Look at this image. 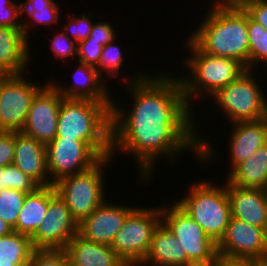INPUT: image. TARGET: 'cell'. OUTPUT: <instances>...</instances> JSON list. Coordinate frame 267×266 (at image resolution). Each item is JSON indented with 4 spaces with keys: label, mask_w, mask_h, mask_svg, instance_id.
Returning a JSON list of instances; mask_svg holds the SVG:
<instances>
[{
    "label": "cell",
    "mask_w": 267,
    "mask_h": 266,
    "mask_svg": "<svg viewBox=\"0 0 267 266\" xmlns=\"http://www.w3.org/2000/svg\"><path fill=\"white\" fill-rule=\"evenodd\" d=\"M134 76L125 88H129L133 99L130 112L119 108L114 100L112 103L111 157L121 149L131 153L139 164L140 177L146 181L149 176L153 178V165L161 155H167L171 162L188 148L199 161L212 160L216 153L209 144L211 141L197 134L195 115L192 116L186 102L180 77H170L165 72L156 76L142 72Z\"/></svg>",
    "instance_id": "obj_1"
},
{
    "label": "cell",
    "mask_w": 267,
    "mask_h": 266,
    "mask_svg": "<svg viewBox=\"0 0 267 266\" xmlns=\"http://www.w3.org/2000/svg\"><path fill=\"white\" fill-rule=\"evenodd\" d=\"M188 37L202 52L235 59L249 69L247 13L242 7H214Z\"/></svg>",
    "instance_id": "obj_2"
},
{
    "label": "cell",
    "mask_w": 267,
    "mask_h": 266,
    "mask_svg": "<svg viewBox=\"0 0 267 266\" xmlns=\"http://www.w3.org/2000/svg\"><path fill=\"white\" fill-rule=\"evenodd\" d=\"M113 102L63 98L56 137L88 143L102 158L111 156Z\"/></svg>",
    "instance_id": "obj_3"
},
{
    "label": "cell",
    "mask_w": 267,
    "mask_h": 266,
    "mask_svg": "<svg viewBox=\"0 0 267 266\" xmlns=\"http://www.w3.org/2000/svg\"><path fill=\"white\" fill-rule=\"evenodd\" d=\"M186 45L191 52V56L184 61L189 74L180 76V81L186 102L191 109H193L192 97L197 98L204 94L211 97L247 70L235 59L216 57L202 52L188 37Z\"/></svg>",
    "instance_id": "obj_4"
},
{
    "label": "cell",
    "mask_w": 267,
    "mask_h": 266,
    "mask_svg": "<svg viewBox=\"0 0 267 266\" xmlns=\"http://www.w3.org/2000/svg\"><path fill=\"white\" fill-rule=\"evenodd\" d=\"M189 193L176 203L216 244L222 239L231 219L226 182L221 187L212 182L192 183Z\"/></svg>",
    "instance_id": "obj_5"
},
{
    "label": "cell",
    "mask_w": 267,
    "mask_h": 266,
    "mask_svg": "<svg viewBox=\"0 0 267 266\" xmlns=\"http://www.w3.org/2000/svg\"><path fill=\"white\" fill-rule=\"evenodd\" d=\"M114 158L107 156L86 171L65 176L54 183L56 192L69 207L72 217L79 224L105 199L103 167Z\"/></svg>",
    "instance_id": "obj_6"
},
{
    "label": "cell",
    "mask_w": 267,
    "mask_h": 266,
    "mask_svg": "<svg viewBox=\"0 0 267 266\" xmlns=\"http://www.w3.org/2000/svg\"><path fill=\"white\" fill-rule=\"evenodd\" d=\"M253 73V69H247L211 97L231 123L267 117V97Z\"/></svg>",
    "instance_id": "obj_7"
},
{
    "label": "cell",
    "mask_w": 267,
    "mask_h": 266,
    "mask_svg": "<svg viewBox=\"0 0 267 266\" xmlns=\"http://www.w3.org/2000/svg\"><path fill=\"white\" fill-rule=\"evenodd\" d=\"M161 222V207H136L115 235L111 247L126 265L143 266L154 231Z\"/></svg>",
    "instance_id": "obj_8"
},
{
    "label": "cell",
    "mask_w": 267,
    "mask_h": 266,
    "mask_svg": "<svg viewBox=\"0 0 267 266\" xmlns=\"http://www.w3.org/2000/svg\"><path fill=\"white\" fill-rule=\"evenodd\" d=\"M161 206L162 222L175 235L188 256V266H215L217 244L176 202Z\"/></svg>",
    "instance_id": "obj_9"
},
{
    "label": "cell",
    "mask_w": 267,
    "mask_h": 266,
    "mask_svg": "<svg viewBox=\"0 0 267 266\" xmlns=\"http://www.w3.org/2000/svg\"><path fill=\"white\" fill-rule=\"evenodd\" d=\"M19 75H0V129L6 132L22 130L30 105L44 87ZM39 85V86H38Z\"/></svg>",
    "instance_id": "obj_10"
},
{
    "label": "cell",
    "mask_w": 267,
    "mask_h": 266,
    "mask_svg": "<svg viewBox=\"0 0 267 266\" xmlns=\"http://www.w3.org/2000/svg\"><path fill=\"white\" fill-rule=\"evenodd\" d=\"M78 234V223L69 207L58 195L54 185L49 186V207L43 222L30 237L35 250H64Z\"/></svg>",
    "instance_id": "obj_11"
},
{
    "label": "cell",
    "mask_w": 267,
    "mask_h": 266,
    "mask_svg": "<svg viewBox=\"0 0 267 266\" xmlns=\"http://www.w3.org/2000/svg\"><path fill=\"white\" fill-rule=\"evenodd\" d=\"M47 169L51 183L88 170L102 157L84 141L55 137L46 145Z\"/></svg>",
    "instance_id": "obj_12"
},
{
    "label": "cell",
    "mask_w": 267,
    "mask_h": 266,
    "mask_svg": "<svg viewBox=\"0 0 267 266\" xmlns=\"http://www.w3.org/2000/svg\"><path fill=\"white\" fill-rule=\"evenodd\" d=\"M36 94L22 132L48 145L57 135L58 114L64 98L50 81Z\"/></svg>",
    "instance_id": "obj_13"
},
{
    "label": "cell",
    "mask_w": 267,
    "mask_h": 266,
    "mask_svg": "<svg viewBox=\"0 0 267 266\" xmlns=\"http://www.w3.org/2000/svg\"><path fill=\"white\" fill-rule=\"evenodd\" d=\"M217 251L223 257L265 259L267 230L231 217Z\"/></svg>",
    "instance_id": "obj_14"
},
{
    "label": "cell",
    "mask_w": 267,
    "mask_h": 266,
    "mask_svg": "<svg viewBox=\"0 0 267 266\" xmlns=\"http://www.w3.org/2000/svg\"><path fill=\"white\" fill-rule=\"evenodd\" d=\"M135 208L105 200L78 224V234L91 242L111 246L115 235Z\"/></svg>",
    "instance_id": "obj_15"
},
{
    "label": "cell",
    "mask_w": 267,
    "mask_h": 266,
    "mask_svg": "<svg viewBox=\"0 0 267 266\" xmlns=\"http://www.w3.org/2000/svg\"><path fill=\"white\" fill-rule=\"evenodd\" d=\"M231 216L267 230V190L232 185L226 181Z\"/></svg>",
    "instance_id": "obj_16"
},
{
    "label": "cell",
    "mask_w": 267,
    "mask_h": 266,
    "mask_svg": "<svg viewBox=\"0 0 267 266\" xmlns=\"http://www.w3.org/2000/svg\"><path fill=\"white\" fill-rule=\"evenodd\" d=\"M38 186L53 185L47 169L46 146L22 131L15 132L13 163Z\"/></svg>",
    "instance_id": "obj_17"
},
{
    "label": "cell",
    "mask_w": 267,
    "mask_h": 266,
    "mask_svg": "<svg viewBox=\"0 0 267 266\" xmlns=\"http://www.w3.org/2000/svg\"><path fill=\"white\" fill-rule=\"evenodd\" d=\"M230 168L248 159L257 149L267 143V117L256 121H238L230 123Z\"/></svg>",
    "instance_id": "obj_18"
},
{
    "label": "cell",
    "mask_w": 267,
    "mask_h": 266,
    "mask_svg": "<svg viewBox=\"0 0 267 266\" xmlns=\"http://www.w3.org/2000/svg\"><path fill=\"white\" fill-rule=\"evenodd\" d=\"M30 44L22 28L0 26V75L26 73Z\"/></svg>",
    "instance_id": "obj_19"
},
{
    "label": "cell",
    "mask_w": 267,
    "mask_h": 266,
    "mask_svg": "<svg viewBox=\"0 0 267 266\" xmlns=\"http://www.w3.org/2000/svg\"><path fill=\"white\" fill-rule=\"evenodd\" d=\"M73 75V84L70 86L51 82L58 92L67 99H89L97 102H113L104 79L98 70L90 65L78 63Z\"/></svg>",
    "instance_id": "obj_20"
},
{
    "label": "cell",
    "mask_w": 267,
    "mask_h": 266,
    "mask_svg": "<svg viewBox=\"0 0 267 266\" xmlns=\"http://www.w3.org/2000/svg\"><path fill=\"white\" fill-rule=\"evenodd\" d=\"M70 266H125L109 245L91 242L76 234L63 250Z\"/></svg>",
    "instance_id": "obj_21"
},
{
    "label": "cell",
    "mask_w": 267,
    "mask_h": 266,
    "mask_svg": "<svg viewBox=\"0 0 267 266\" xmlns=\"http://www.w3.org/2000/svg\"><path fill=\"white\" fill-rule=\"evenodd\" d=\"M145 266H188V256L175 235L161 222L155 229Z\"/></svg>",
    "instance_id": "obj_22"
},
{
    "label": "cell",
    "mask_w": 267,
    "mask_h": 266,
    "mask_svg": "<svg viewBox=\"0 0 267 266\" xmlns=\"http://www.w3.org/2000/svg\"><path fill=\"white\" fill-rule=\"evenodd\" d=\"M227 180L234 186L267 190V143L229 172Z\"/></svg>",
    "instance_id": "obj_23"
},
{
    "label": "cell",
    "mask_w": 267,
    "mask_h": 266,
    "mask_svg": "<svg viewBox=\"0 0 267 266\" xmlns=\"http://www.w3.org/2000/svg\"><path fill=\"white\" fill-rule=\"evenodd\" d=\"M48 207L49 186H38L33 192L27 193L13 231L31 237L43 222Z\"/></svg>",
    "instance_id": "obj_24"
},
{
    "label": "cell",
    "mask_w": 267,
    "mask_h": 266,
    "mask_svg": "<svg viewBox=\"0 0 267 266\" xmlns=\"http://www.w3.org/2000/svg\"><path fill=\"white\" fill-rule=\"evenodd\" d=\"M35 251L30 236L12 231L0 237V266H28Z\"/></svg>",
    "instance_id": "obj_25"
},
{
    "label": "cell",
    "mask_w": 267,
    "mask_h": 266,
    "mask_svg": "<svg viewBox=\"0 0 267 266\" xmlns=\"http://www.w3.org/2000/svg\"><path fill=\"white\" fill-rule=\"evenodd\" d=\"M19 16L27 13L35 23L49 26L59 22L60 12L58 3L54 0H27L20 2Z\"/></svg>",
    "instance_id": "obj_26"
},
{
    "label": "cell",
    "mask_w": 267,
    "mask_h": 266,
    "mask_svg": "<svg viewBox=\"0 0 267 266\" xmlns=\"http://www.w3.org/2000/svg\"><path fill=\"white\" fill-rule=\"evenodd\" d=\"M247 30L249 38V69L256 64H267V30L247 14Z\"/></svg>",
    "instance_id": "obj_27"
},
{
    "label": "cell",
    "mask_w": 267,
    "mask_h": 266,
    "mask_svg": "<svg viewBox=\"0 0 267 266\" xmlns=\"http://www.w3.org/2000/svg\"><path fill=\"white\" fill-rule=\"evenodd\" d=\"M26 195V192L11 188H4L0 191V218L11 228H14L17 224Z\"/></svg>",
    "instance_id": "obj_28"
},
{
    "label": "cell",
    "mask_w": 267,
    "mask_h": 266,
    "mask_svg": "<svg viewBox=\"0 0 267 266\" xmlns=\"http://www.w3.org/2000/svg\"><path fill=\"white\" fill-rule=\"evenodd\" d=\"M38 185L14 164L0 166V191L11 188L21 192H33Z\"/></svg>",
    "instance_id": "obj_29"
},
{
    "label": "cell",
    "mask_w": 267,
    "mask_h": 266,
    "mask_svg": "<svg viewBox=\"0 0 267 266\" xmlns=\"http://www.w3.org/2000/svg\"><path fill=\"white\" fill-rule=\"evenodd\" d=\"M113 42L114 41L108 42L105 46H103L100 62L96 67L102 78L106 75H108V77L110 76V78L119 77V70L121 71V66H123V53L120 50V46L114 44ZM104 71L106 73H103ZM103 74H105V76Z\"/></svg>",
    "instance_id": "obj_30"
},
{
    "label": "cell",
    "mask_w": 267,
    "mask_h": 266,
    "mask_svg": "<svg viewBox=\"0 0 267 266\" xmlns=\"http://www.w3.org/2000/svg\"><path fill=\"white\" fill-rule=\"evenodd\" d=\"M72 17V18H71ZM70 19V20H69ZM67 24L63 25L62 30L68 35L70 33L72 39L78 44L82 41H85L92 30L93 23L91 17L81 14L78 17L70 16L68 17Z\"/></svg>",
    "instance_id": "obj_31"
},
{
    "label": "cell",
    "mask_w": 267,
    "mask_h": 266,
    "mask_svg": "<svg viewBox=\"0 0 267 266\" xmlns=\"http://www.w3.org/2000/svg\"><path fill=\"white\" fill-rule=\"evenodd\" d=\"M28 266H70L63 250H36Z\"/></svg>",
    "instance_id": "obj_32"
},
{
    "label": "cell",
    "mask_w": 267,
    "mask_h": 266,
    "mask_svg": "<svg viewBox=\"0 0 267 266\" xmlns=\"http://www.w3.org/2000/svg\"><path fill=\"white\" fill-rule=\"evenodd\" d=\"M19 6L13 2L9 7H0V26L9 28H22L24 36L29 39V31L31 29L30 21L19 20ZM30 28V29H29Z\"/></svg>",
    "instance_id": "obj_33"
},
{
    "label": "cell",
    "mask_w": 267,
    "mask_h": 266,
    "mask_svg": "<svg viewBox=\"0 0 267 266\" xmlns=\"http://www.w3.org/2000/svg\"><path fill=\"white\" fill-rule=\"evenodd\" d=\"M103 46L96 41H82L77 44L78 61L93 67H97L102 53Z\"/></svg>",
    "instance_id": "obj_34"
},
{
    "label": "cell",
    "mask_w": 267,
    "mask_h": 266,
    "mask_svg": "<svg viewBox=\"0 0 267 266\" xmlns=\"http://www.w3.org/2000/svg\"><path fill=\"white\" fill-rule=\"evenodd\" d=\"M51 50L55 54V57L61 59L69 58V56H77V43L69 37L64 31L56 34L50 42Z\"/></svg>",
    "instance_id": "obj_35"
},
{
    "label": "cell",
    "mask_w": 267,
    "mask_h": 266,
    "mask_svg": "<svg viewBox=\"0 0 267 266\" xmlns=\"http://www.w3.org/2000/svg\"><path fill=\"white\" fill-rule=\"evenodd\" d=\"M15 132H0V166L11 165L14 159Z\"/></svg>",
    "instance_id": "obj_36"
},
{
    "label": "cell",
    "mask_w": 267,
    "mask_h": 266,
    "mask_svg": "<svg viewBox=\"0 0 267 266\" xmlns=\"http://www.w3.org/2000/svg\"><path fill=\"white\" fill-rule=\"evenodd\" d=\"M115 37L116 32L108 22H96L85 41H96L105 46L108 42L115 41Z\"/></svg>",
    "instance_id": "obj_37"
},
{
    "label": "cell",
    "mask_w": 267,
    "mask_h": 266,
    "mask_svg": "<svg viewBox=\"0 0 267 266\" xmlns=\"http://www.w3.org/2000/svg\"><path fill=\"white\" fill-rule=\"evenodd\" d=\"M242 8L252 20L267 30V0H250Z\"/></svg>",
    "instance_id": "obj_38"
},
{
    "label": "cell",
    "mask_w": 267,
    "mask_h": 266,
    "mask_svg": "<svg viewBox=\"0 0 267 266\" xmlns=\"http://www.w3.org/2000/svg\"><path fill=\"white\" fill-rule=\"evenodd\" d=\"M215 266H253V258H230L218 256Z\"/></svg>",
    "instance_id": "obj_39"
},
{
    "label": "cell",
    "mask_w": 267,
    "mask_h": 266,
    "mask_svg": "<svg viewBox=\"0 0 267 266\" xmlns=\"http://www.w3.org/2000/svg\"><path fill=\"white\" fill-rule=\"evenodd\" d=\"M250 0H216L212 6L214 7H242Z\"/></svg>",
    "instance_id": "obj_40"
},
{
    "label": "cell",
    "mask_w": 267,
    "mask_h": 266,
    "mask_svg": "<svg viewBox=\"0 0 267 266\" xmlns=\"http://www.w3.org/2000/svg\"><path fill=\"white\" fill-rule=\"evenodd\" d=\"M12 231H13V228H11L4 220L0 218V237L8 235Z\"/></svg>",
    "instance_id": "obj_41"
},
{
    "label": "cell",
    "mask_w": 267,
    "mask_h": 266,
    "mask_svg": "<svg viewBox=\"0 0 267 266\" xmlns=\"http://www.w3.org/2000/svg\"><path fill=\"white\" fill-rule=\"evenodd\" d=\"M253 266H267V258L265 259L253 258Z\"/></svg>",
    "instance_id": "obj_42"
},
{
    "label": "cell",
    "mask_w": 267,
    "mask_h": 266,
    "mask_svg": "<svg viewBox=\"0 0 267 266\" xmlns=\"http://www.w3.org/2000/svg\"><path fill=\"white\" fill-rule=\"evenodd\" d=\"M13 0H0V7H9Z\"/></svg>",
    "instance_id": "obj_43"
},
{
    "label": "cell",
    "mask_w": 267,
    "mask_h": 266,
    "mask_svg": "<svg viewBox=\"0 0 267 266\" xmlns=\"http://www.w3.org/2000/svg\"><path fill=\"white\" fill-rule=\"evenodd\" d=\"M125 266H140V265H131V264H130V265H125Z\"/></svg>",
    "instance_id": "obj_44"
}]
</instances>
